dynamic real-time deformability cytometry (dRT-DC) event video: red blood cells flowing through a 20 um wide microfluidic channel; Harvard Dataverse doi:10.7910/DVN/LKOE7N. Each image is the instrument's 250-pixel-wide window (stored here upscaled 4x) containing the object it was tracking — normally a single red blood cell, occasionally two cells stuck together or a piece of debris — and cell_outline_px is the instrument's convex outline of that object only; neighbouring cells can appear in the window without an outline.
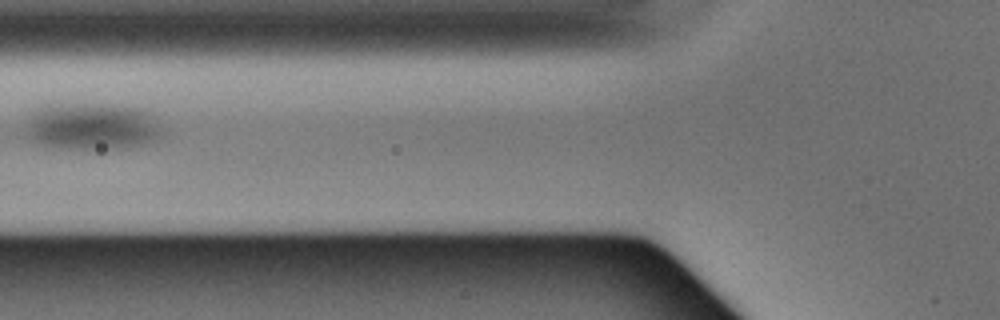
{"species": "Egyptian fruit bat (a non-hibernating species)", "species_latin": "Rousettus aegyptiacus", "temperature_condition": "warm", "stored_images_in_passage": 5, "camera_frame_rate_fps": 3000, "um_per_image_px": 0.085, "animal": {"sex": "male"}, "frame": {"image": 1, "passage_image": 5, "time_ms": 1.333, "image_size_px": [1000, 320], "cell_outline_px": [[164, 136], [156, 140], [144, 144], [124, 148], [60, 148], [40, 144], [28, 140], [24, 132], [24, 124], [28, 112], [40, 104], [120, 104], [144, 108], [152, 112], [156, 116], [164, 128]], "centroid_in_image_um": [7.81, 10.7], "position_along_channel_um": 118.0, "area_um2": 39.19}}